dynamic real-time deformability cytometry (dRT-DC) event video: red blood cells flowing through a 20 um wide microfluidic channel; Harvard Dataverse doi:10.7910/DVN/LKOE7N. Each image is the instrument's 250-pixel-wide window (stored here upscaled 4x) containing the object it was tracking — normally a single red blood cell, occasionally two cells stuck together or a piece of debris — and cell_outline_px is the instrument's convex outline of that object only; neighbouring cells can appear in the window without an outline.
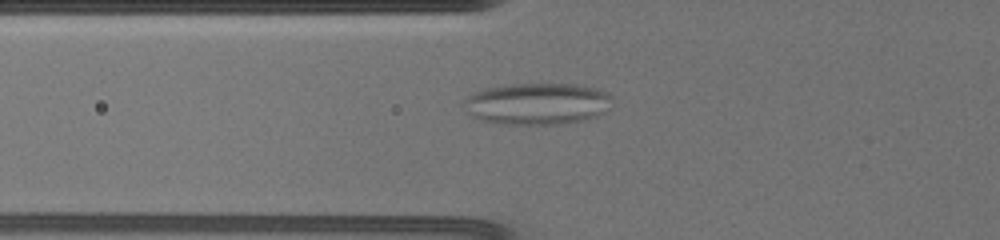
{"species": "common noctule bat (a hibernating species)", "species_latin": "Nyctalus noctula", "temperature_condition": "warm", "stored_images_in_passage": 41, "camera_frame_rate_fps": 3000, "um_per_image_px": 0.085, "animal": {"sex": "female", "body_mass_g": 19.5, "forearm_length_mm": 54.1}, "frame": {"image": 1, "passage_image": 5, "time_ms": 1.333, "image_size_px": [1000, 240], "cell_outline_px": [[600, 96], [592, 112], [584, 116], [568, 120], [488, 120], [476, 116], [472, 100], [472, 96], [496, 88], [532, 84], [564, 84], [588, 88], [600, 92]], "centroid_in_image_um": [45.53, 8.72], "position_along_channel_um": 80.3, "area_um2": 28.5}}
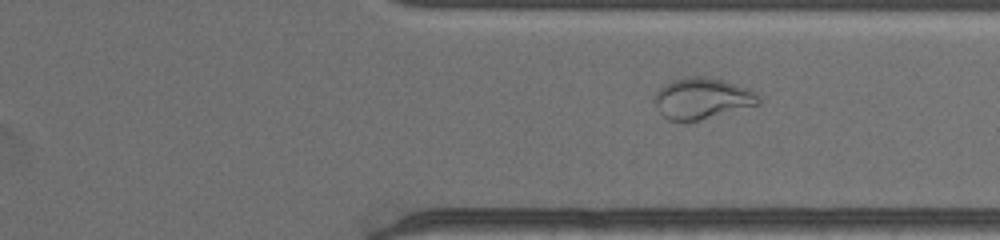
{"frame": {"image": 2, "passage_image": 28, "time_ms": 9.0, "image_size_px": [1000, 240], "cell_outline_px": [[760, 104], [696, 120], [672, 120], [664, 116], [660, 112], [656, 104], [656, 100], [660, 88], [668, 84], [680, 80], [716, 80], [752, 92], [760, 100]], "centroid_in_image_um": [59.66, 8.45], "position_along_channel_um": 351.7, "area_um2": 22.31}}
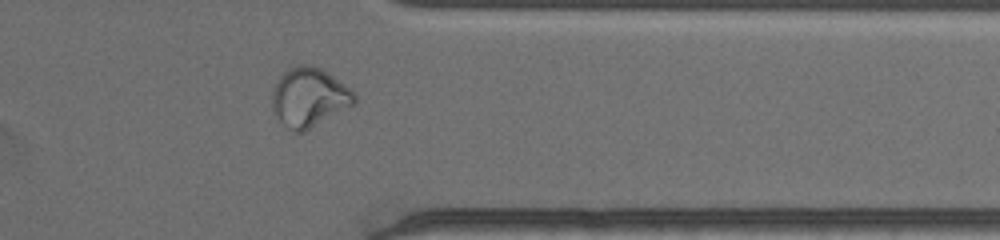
{"frame": {"image": 3, "passage_image": 31, "time_ms": 10.0, "image_size_px": [1000, 240], "cell_outline_px": [[356, 100], [352, 104], [308, 128], [300, 132], [292, 128], [276, 112], [276, 84], [292, 68], [316, 68], [324, 72], [352, 92], [356, 96]], "centroid_in_image_um": [26.34, 8.29], "position_along_channel_um": 385.1, "area_um2": 24.8}, "authors_computed_cell_mechanics": {"area_um2": 22.5998, "velocity_mm_per_s": 3.5442, "shape_relaxation_time_tau1_ms": null, "shape_relaxation_time_tau2_ms": 1.3475, "deformation_change_tau1": null, "deformation_change_tau2": 0.0829}}